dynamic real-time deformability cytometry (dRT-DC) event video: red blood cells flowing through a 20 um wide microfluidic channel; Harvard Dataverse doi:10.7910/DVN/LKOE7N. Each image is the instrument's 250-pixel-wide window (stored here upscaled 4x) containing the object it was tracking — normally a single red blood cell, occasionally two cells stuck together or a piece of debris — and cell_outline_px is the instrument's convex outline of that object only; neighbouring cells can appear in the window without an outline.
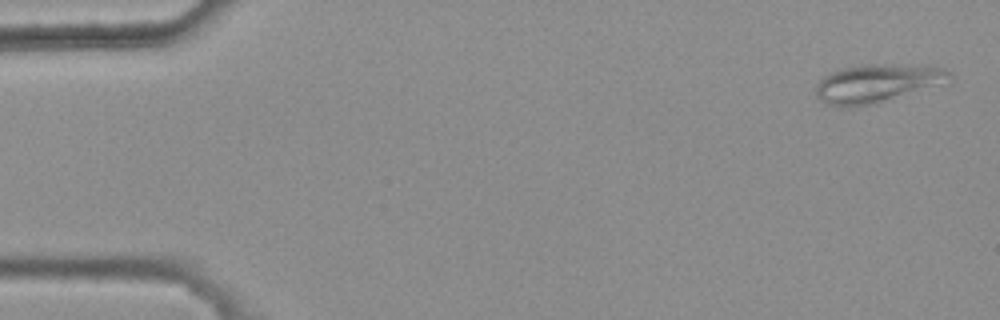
{"species": "common noctule bat (a hibernating species)", "species_latin": "Nyctalus noctula", "temperature_condition": "warm", "stored_images_in_passage": 5, "camera_frame_rate_fps": 3000, "um_per_image_px": 0.085, "animal": {"sex": "female", "body_mass_g": 25.1}, "frame": {"image": 1, "passage_image": 1, "time_ms": 0.0, "image_size_px": [1000, 320], "cell_outline_px": [[948, 72], [924, 84], [876, 104], [856, 108], [844, 108], [828, 104], [820, 100], [816, 96], [816, 84], [824, 76], [840, 68], [868, 64], [932, 64], [944, 68]], "centroid_in_image_um": [74.22, 7.07], "position_along_channel_um": 10.8, "area_um2": 28.15}}